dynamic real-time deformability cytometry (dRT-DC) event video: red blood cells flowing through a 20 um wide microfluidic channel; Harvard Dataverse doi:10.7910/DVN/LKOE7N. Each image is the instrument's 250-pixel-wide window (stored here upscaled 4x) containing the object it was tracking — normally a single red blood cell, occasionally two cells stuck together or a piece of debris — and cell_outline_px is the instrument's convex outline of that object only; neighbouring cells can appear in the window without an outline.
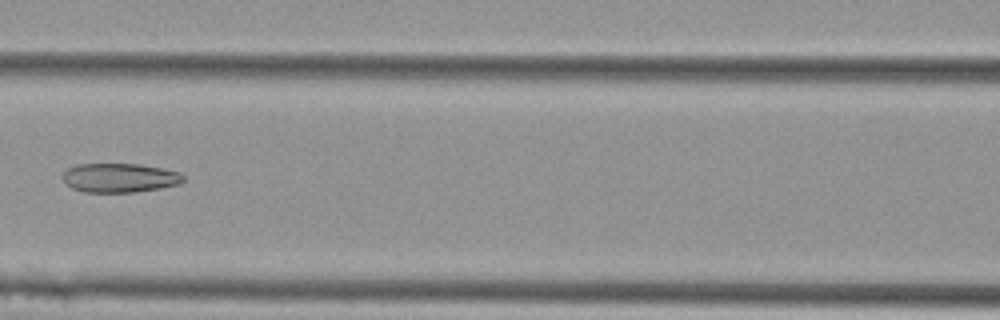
{"species": "Egyptian fruit bat (a non-hibernating species)", "species_latin": "Rousettus aegyptiacus", "temperature_condition": "cold", "stored_images_in_passage": 6, "camera_frame_rate_fps": 3000, "um_per_image_px": 0.085, "animal": {"sex": "female"}, "frame": {"image": 1, "passage_image": 6, "time_ms": 1.667, "image_size_px": [1000, 320], "cell_outline_px": [[184, 180], [180, 184], [160, 188], [132, 192], [84, 192], [72, 188], [64, 184], [60, 176], [68, 168], [76, 164], [136, 164], [160, 168], [180, 172], [184, 176]], "centroid_in_image_um": [10.12, 15.12], "position_along_channel_um": 156.5, "area_um2": 20.58}}